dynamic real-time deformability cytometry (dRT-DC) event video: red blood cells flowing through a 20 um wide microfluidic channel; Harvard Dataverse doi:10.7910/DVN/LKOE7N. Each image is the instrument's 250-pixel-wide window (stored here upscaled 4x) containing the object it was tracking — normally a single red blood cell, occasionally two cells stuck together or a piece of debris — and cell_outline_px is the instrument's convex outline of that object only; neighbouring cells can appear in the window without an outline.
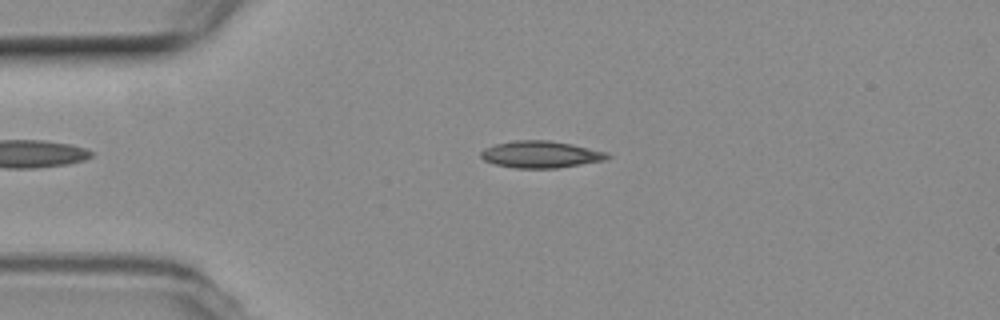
{"species": "common noctule bat (a hibernating species)", "species_latin": "Nyctalus noctula", "temperature_condition": "room temperature", "stored_images_in_passage": 53, "camera_frame_rate_fps": 3000, "um_per_image_px": 0.085, "animal": {"sex": "female", "body_mass_g": 19.3, "forearm_length_mm": 54.1}, "frame": {"image": 1, "passage_image": 11, "time_ms": 3.333, "image_size_px": [1000, 320], "cell_outline_px": [[612, 156], [608, 160], [556, 168], [512, 168], [496, 164], [484, 160], [480, 156], [480, 152], [484, 148], [496, 144], [516, 140], [548, 140], [572, 144], [608, 152]], "centroid_in_image_um": [46.0, 13.13], "position_along_channel_um": 39.0, "area_um2": 19.94}}
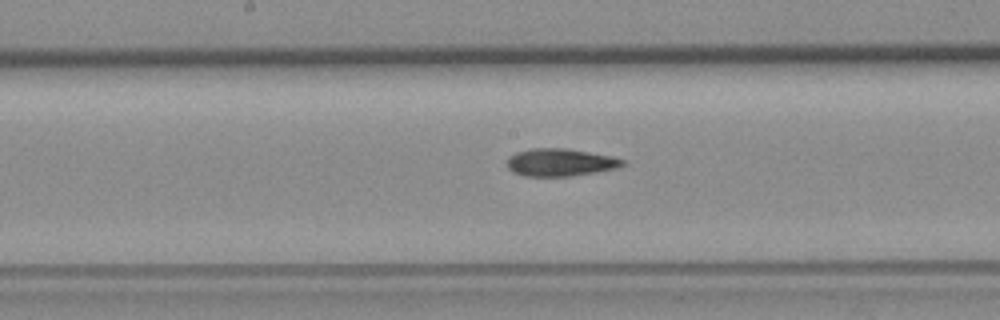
{"frame": {"image": 2, "passage_image": 26, "time_ms": 8.333, "image_size_px": [1000, 320], "cell_outline_px": [[624, 164], [616, 168], [596, 172], [572, 176], [524, 176], [512, 172], [508, 168], [508, 156], [516, 152], [532, 148], [564, 148], [612, 156], [624, 160]], "centroid_in_image_um": [47.59, 13.8], "position_along_channel_um": 200.6, "area_um2": 18.5}}
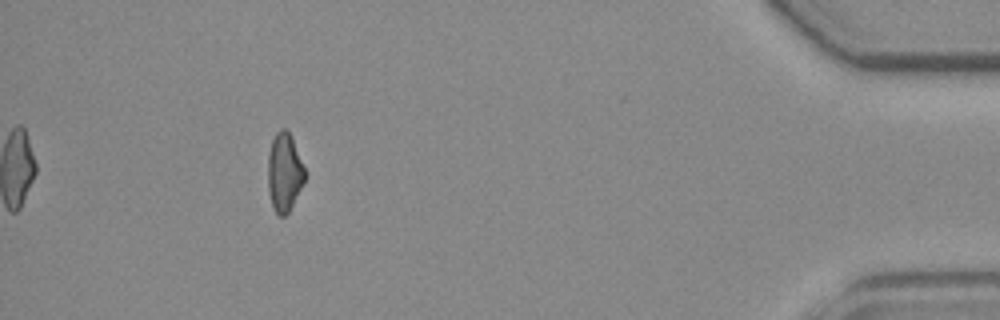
{"frame": {"image": 3, "passage_image": 48, "time_ms": 15.667, "image_size_px": [1000, 320], "cell_outline_px": [[308, 172], [288, 212], [284, 216], [280, 216], [276, 212], [272, 204], [268, 192], [268, 156], [272, 140], [276, 132], [280, 128], [284, 128], [288, 132]], "centroid_in_image_um": [24.17, 14.63], "position_along_channel_um": 411.0, "area_um2": 16.7}, "authors_computed_cell_mechanics": {"area_um2": 18.4382, "velocity_mm_per_s": 3.7576, "shape_relaxation_time_tau1_ms": 8.5718, "shape_relaxation_time_tau2_ms": 5.5972, "deformation_change_tau1": 0.2045, "deformation_change_tau2": 0.1426}}